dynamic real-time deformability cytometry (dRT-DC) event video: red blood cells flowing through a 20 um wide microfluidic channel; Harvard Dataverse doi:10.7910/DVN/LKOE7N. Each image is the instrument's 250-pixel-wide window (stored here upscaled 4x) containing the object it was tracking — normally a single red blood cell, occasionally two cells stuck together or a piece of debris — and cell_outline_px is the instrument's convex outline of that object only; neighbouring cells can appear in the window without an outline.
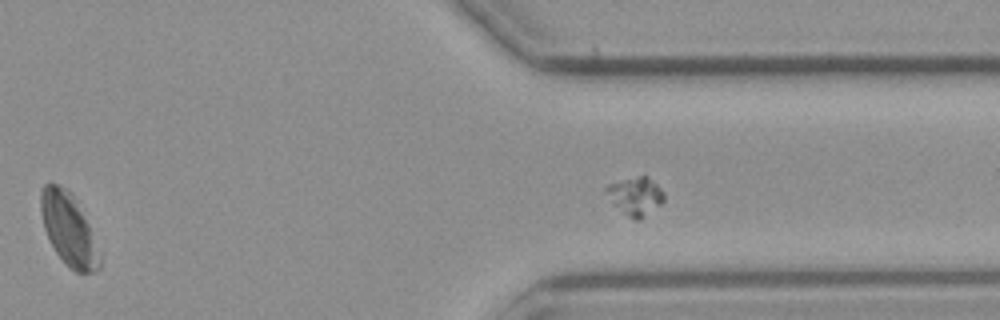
{"species": "common noctule bat (a hibernating species)", "species_latin": "Nyctalus noctula", "temperature_condition": "cold", "stored_images_in_passage": 35, "segment_of_instrument_passage": [2, 2], "camera_frame_rate_fps": 3000, "um_per_image_px": 0.085, "animal": {"sex": "male", "body_mass_g": 23.1, "forearm_length_mm": 52.7}, "frame": {"image": 1, "passage_image": 32, "time_ms": 10.333, "image_size_px": [1000, 320], "cell_outline_px": [[100, 268], [96, 272], [76, 272], [64, 264], [56, 252], [44, 228], [40, 212], [40, 192], [44, 184], [56, 184], [72, 192], [88, 228], [100, 256]], "centroid_in_image_um": [5.79, 19.5], "position_along_channel_um": 405.6, "area_um2": 24.04}}